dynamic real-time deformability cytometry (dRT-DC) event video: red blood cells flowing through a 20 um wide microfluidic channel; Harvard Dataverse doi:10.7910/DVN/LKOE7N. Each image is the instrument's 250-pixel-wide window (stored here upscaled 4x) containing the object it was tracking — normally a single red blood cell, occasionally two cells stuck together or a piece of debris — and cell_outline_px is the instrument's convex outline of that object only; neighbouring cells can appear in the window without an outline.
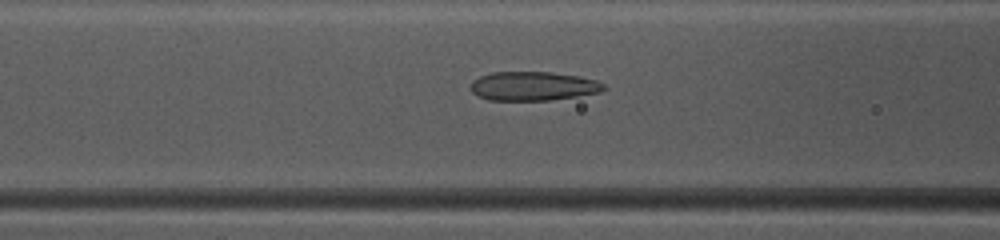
{"species": "common noctule bat (a hibernating species)", "species_latin": "Nyctalus noctula", "temperature_condition": "warm", "stored_images_in_passage": 48, "camera_frame_rate_fps": 3000, "um_per_image_px": 0.085, "animal": {"sex": "female", "body_mass_g": 10.0, "forearm_length_mm": 53.1}, "frame": {"image": 1, "passage_image": 20, "time_ms": 6.333, "image_size_px": [1000, 240], "cell_outline_px": [[608, 88], [600, 92], [576, 96], [548, 100], [488, 100], [472, 92], [472, 80], [480, 76], [492, 72], [552, 72], [580, 76], [596, 80], [604, 84]], "centroid_in_image_um": [45.35, 7.31], "position_along_channel_um": 121.3, "area_um2": 22.43}}
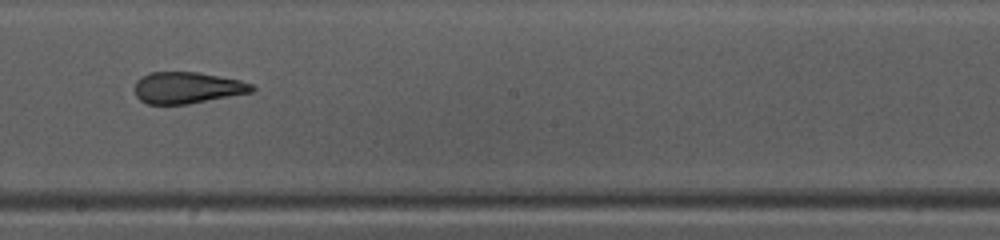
{"frame": {"image": 2, "passage_image": 28, "time_ms": 9.0, "image_size_px": [1000, 240], "cell_outline_px": [[256, 88], [252, 92], [188, 104], [148, 104], [140, 100], [136, 96], [136, 80], [140, 76], [148, 72], [200, 72], [240, 80], [252, 84]], "centroid_in_image_um": [15.91, 7.45], "position_along_channel_um": 232.3, "area_um2": 21.56}}
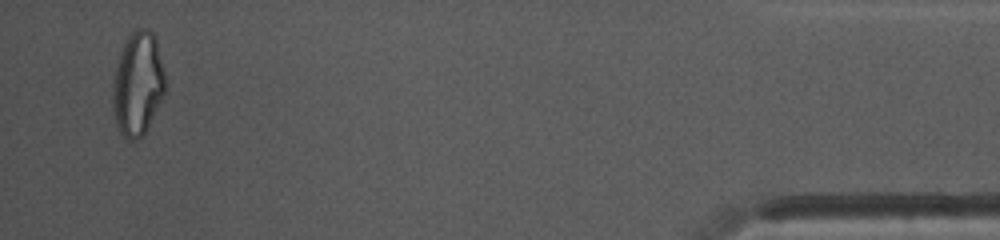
{"frame": {"image": 3, "passage_image": 47, "time_ms": 15.333, "image_size_px": [1000, 240], "cell_outline_px": [[164, 92], [144, 136], [136, 140], [128, 140], [120, 132], [112, 108], [112, 84], [120, 52], [124, 40], [128, 32], [136, 28], [148, 28], [152, 32], [156, 40], [164, 72]], "centroid_in_image_um": [11.68, 7.1], "position_along_channel_um": 423.5, "area_um2": 31.73}, "authors_computed_cell_mechanics": {"area_um2": 24.5361, "velocity_mm_per_s": 4.1515, "shape_relaxation_time_tau1_ms": null, "shape_relaxation_time_tau2_ms": 1.6464, "deformation_change_tau1": null, "deformation_change_tau2": 0.0991}}